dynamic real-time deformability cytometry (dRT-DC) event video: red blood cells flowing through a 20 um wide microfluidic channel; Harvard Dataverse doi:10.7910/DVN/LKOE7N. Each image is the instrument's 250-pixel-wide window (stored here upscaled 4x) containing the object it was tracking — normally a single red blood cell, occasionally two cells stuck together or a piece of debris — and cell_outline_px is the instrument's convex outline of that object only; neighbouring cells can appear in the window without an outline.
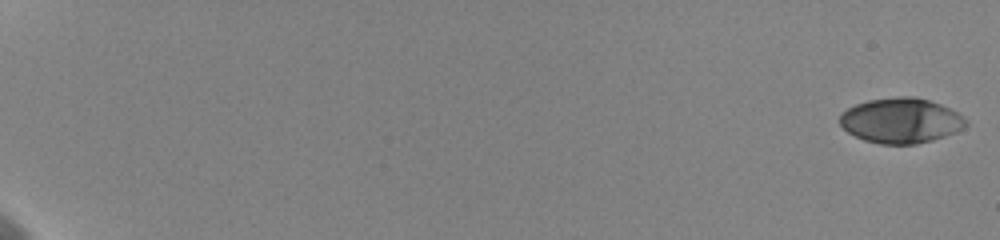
{"species": "human", "species_latin": "Homo sapiens", "temperature_condition": "cold", "stored_images_in_passage": 60, "camera_frame_rate_fps": 3000, "um_per_image_px": 0.085, "donor": {"sex": "female"}, "frame": {"image": 1, "passage_image": 1, "time_ms": 0.0, "image_size_px": [1000, 240], "cell_outline_px": [[968, 124], [964, 128], [956, 132], [932, 140], [916, 144], [880, 144], [864, 140], [848, 132], [840, 124], [840, 116], [848, 108], [856, 104], [868, 100], [900, 96], [916, 96], [940, 104], [956, 112], [968, 120]], "centroid_in_image_um": [76.6, 10.25], "position_along_channel_um": 8.4, "area_um2": 33.06}}
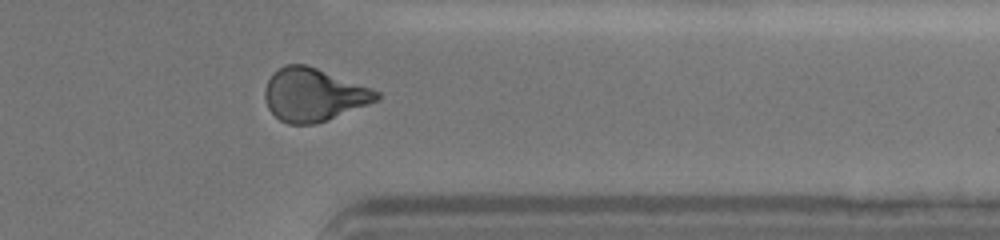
{"frame": {"image": 2, "passage_image": 51, "time_ms": 16.667, "image_size_px": [1000, 240], "cell_outline_px": [[380, 100], [328, 120], [312, 124], [288, 124], [280, 120], [268, 108], [264, 100], [264, 88], [272, 72], [284, 64], [304, 64], [316, 68], [372, 88], [380, 92]], "centroid_in_image_um": [26.64, 8.05], "position_along_channel_um": 384.8, "area_um2": 34.62}}
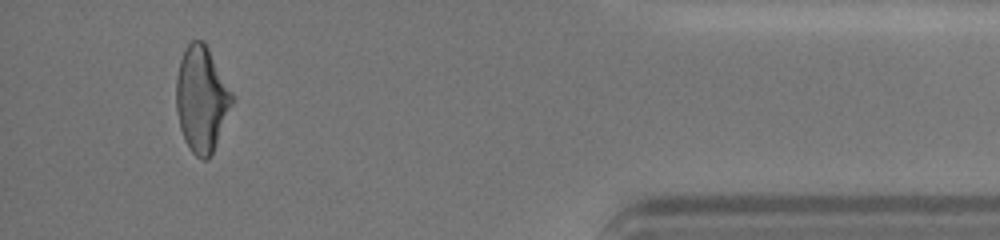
{"frame": {"image": 3, "passage_image": 57, "time_ms": 18.667, "image_size_px": [1000, 240], "cell_outline_px": [[232, 104], [212, 152], [208, 160], [204, 160], [196, 156], [192, 152], [184, 140], [180, 128], [176, 108], [176, 76], [180, 60], [188, 44], [192, 40], [204, 40], [232, 92]], "centroid_in_image_um": [17.11, 8.41], "position_along_channel_um": 418.1, "area_um2": 33.93}, "authors_computed_cell_mechanics": {"area_um2": 33.6107, "velocity_mm_per_s": 3.6031, "shape_relaxation_time_tau1_ms": 4.7106, "shape_relaxation_time_tau2_ms": 2.934, "deformation_change_tau1": 0.1557, "deformation_change_tau2": 0.079}}